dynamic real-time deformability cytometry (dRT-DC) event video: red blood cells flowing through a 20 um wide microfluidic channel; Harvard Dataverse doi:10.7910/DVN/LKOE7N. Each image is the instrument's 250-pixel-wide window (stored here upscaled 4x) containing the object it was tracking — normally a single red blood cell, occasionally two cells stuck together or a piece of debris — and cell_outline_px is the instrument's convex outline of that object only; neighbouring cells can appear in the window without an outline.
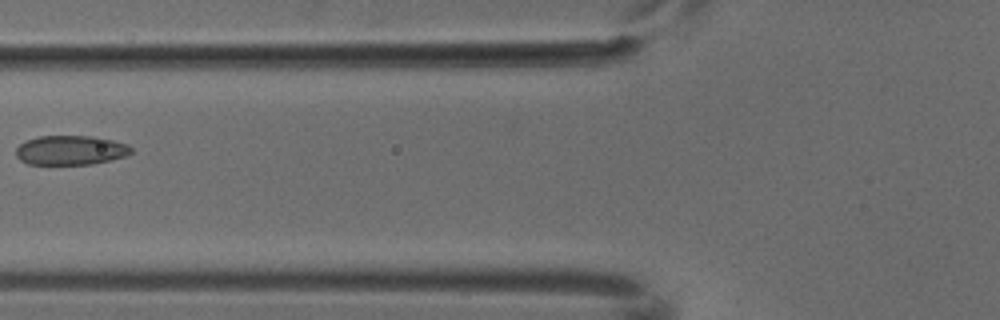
{"species": "common noctule bat (a hibernating species)", "species_latin": "Nyctalus noctula", "temperature_condition": "cold", "stored_images_in_passage": 6, "camera_frame_rate_fps": 3000, "um_per_image_px": 0.085, "animal": {"sex": "male", "body_mass_g": 18.8}, "frame": {"image": 1, "passage_image": 6, "time_ms": 1.667, "image_size_px": [1000, 320], "cell_outline_px": [[132, 152], [124, 156], [112, 160], [92, 164], [28, 164], [20, 160], [16, 156], [16, 148], [20, 144], [28, 140], [40, 136], [92, 136], [112, 140], [128, 144], [132, 148]], "centroid_in_image_um": [6.01, 12.77], "position_along_channel_um": 119.8, "area_um2": 19.71}}